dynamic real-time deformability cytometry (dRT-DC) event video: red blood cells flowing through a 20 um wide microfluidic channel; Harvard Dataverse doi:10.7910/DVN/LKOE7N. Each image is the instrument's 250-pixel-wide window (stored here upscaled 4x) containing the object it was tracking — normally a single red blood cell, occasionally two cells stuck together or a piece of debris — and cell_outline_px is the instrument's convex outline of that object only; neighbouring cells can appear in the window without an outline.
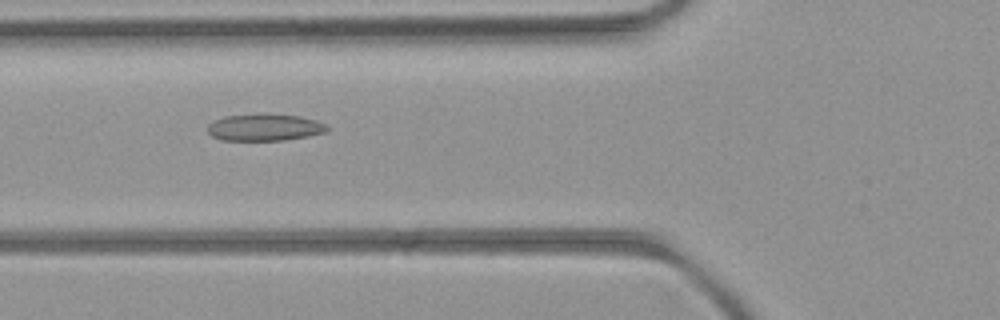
{"species": "common noctule bat (a hibernating species)", "species_latin": "Nyctalus noctula", "temperature_condition": "room temperature", "stored_images_in_passage": 48, "camera_frame_rate_fps": 3000, "um_per_image_px": 0.085, "animal": {"sex": "female", "body_mass_g": 21.9}, "frame": {"image": 1, "passage_image": 16, "time_ms": 5.0, "image_size_px": [1000, 320], "cell_outline_px": [[328, 128], [324, 132], [308, 136], [284, 140], [224, 140], [212, 136], [208, 132], [208, 124], [224, 116], [264, 112], [300, 116], [316, 120], [328, 124]], "centroid_in_image_um": [22.5, 10.8], "position_along_channel_um": 103.3, "area_um2": 19.02}}
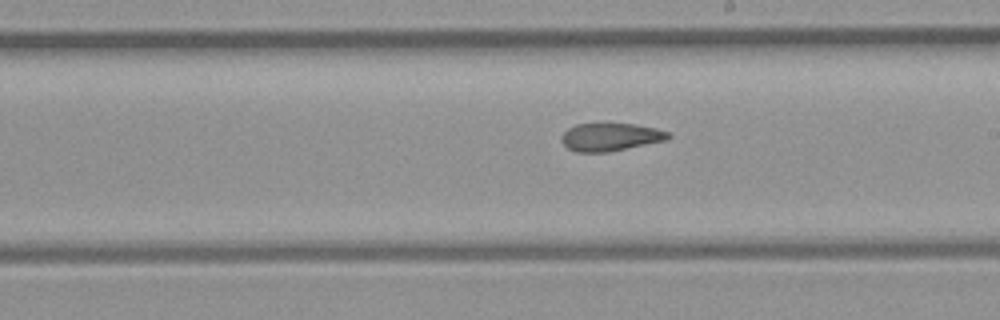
{"frame": {"image": 2, "passage_image": 26, "time_ms": 8.333, "image_size_px": [1000, 320], "cell_outline_px": [[672, 136], [668, 140], [608, 152], [576, 152], [568, 148], [560, 140], [564, 132], [568, 128], [576, 124], [636, 124], [656, 128], [668, 132]], "centroid_in_image_um": [51.91, 11.65], "position_along_channel_um": 237.1, "area_um2": 17.34}}
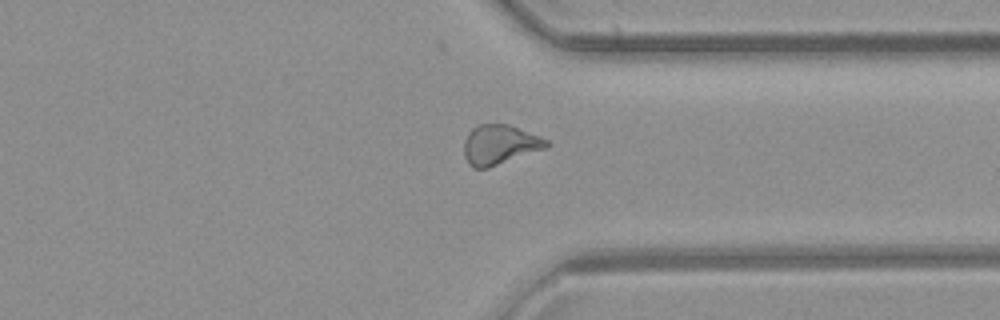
{"frame": {"image": 3, "passage_image": 36, "time_ms": 11.667, "image_size_px": [1000, 320], "cell_outline_px": [[552, 144], [548, 148], [488, 168], [476, 168], [468, 164], [464, 156], [464, 140], [468, 132], [472, 128], [480, 124], [508, 124], [540, 136], [548, 140]], "centroid_in_image_um": [42.5, 12.3], "position_along_channel_um": 368.9, "area_um2": 19.31}, "authors_computed_cell_mechanics": {"area_um2": 18.7561, "velocity_mm_per_s": 3.9997, "shape_relaxation_time_tau1_ms": null, "shape_relaxation_time_tau2_ms": 2.8027, "deformation_change_tau1": null, "deformation_change_tau2": 0.1}}